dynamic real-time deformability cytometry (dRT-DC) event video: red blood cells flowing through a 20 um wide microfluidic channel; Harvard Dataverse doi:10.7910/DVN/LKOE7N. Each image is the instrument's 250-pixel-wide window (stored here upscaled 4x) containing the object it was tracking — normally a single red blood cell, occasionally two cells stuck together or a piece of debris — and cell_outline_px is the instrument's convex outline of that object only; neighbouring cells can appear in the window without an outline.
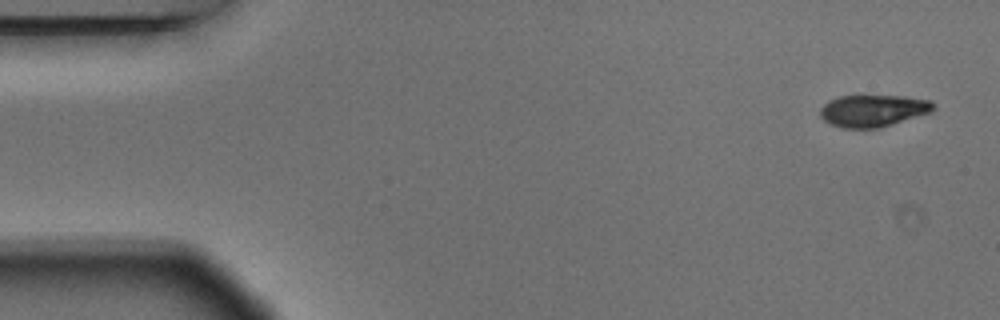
{"species": "Egyptian fruit bat (a non-hibernating species)", "species_latin": "Rousettus aegyptiacus", "temperature_condition": "warm", "stored_images_in_passage": 9, "camera_frame_rate_fps": 3000, "um_per_image_px": 0.085, "animal": {"sex": "male"}, "frame": {"image": 1, "passage_image": 1, "time_ms": 0.0, "image_size_px": [1000, 320], "cell_outline_px": [[936, 108], [932, 112], [880, 128], [844, 128], [828, 124], [820, 116], [820, 108], [828, 100], [840, 96], [860, 92], [904, 96], [932, 100], [936, 104]], "centroid_in_image_um": [74.22, 9.35], "position_along_channel_um": 10.8, "area_um2": 22.31}}
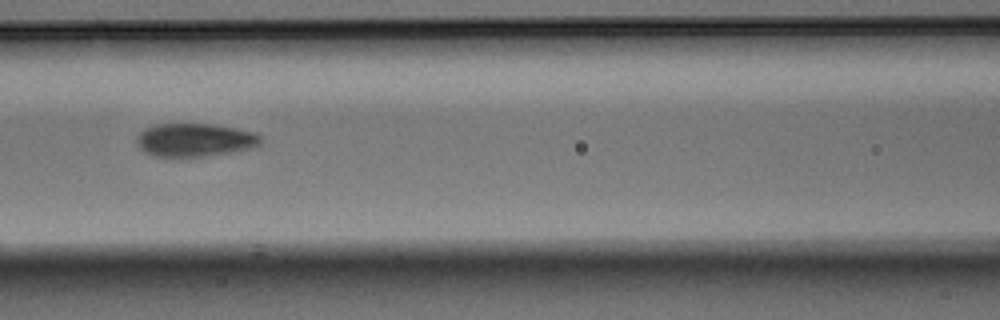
{"frame": {"image": 2, "passage_image": 6, "time_ms": 1.667, "image_size_px": [1000, 320], "cell_outline_px": [[260, 144], [248, 148], [228, 152], [204, 156], [156, 156], [144, 152], [140, 148], [136, 140], [136, 136], [144, 128], [156, 124], [212, 124], [236, 128], [256, 132], [260, 136]], "centroid_in_image_um": [16.52, 11.88], "position_along_channel_um": 150.1, "area_um2": 23.76}}
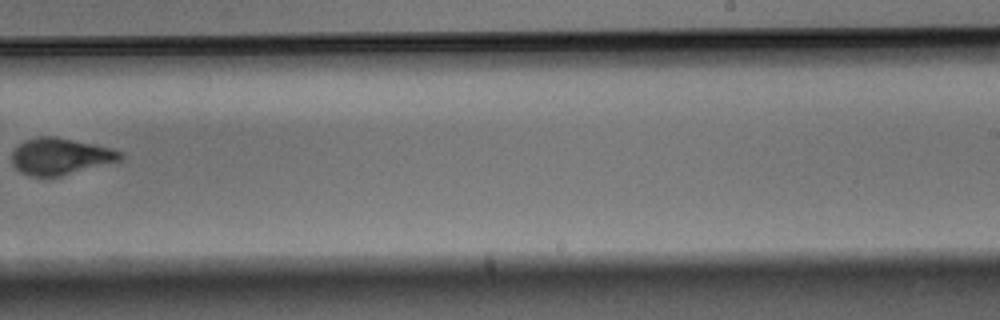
{"frame": {"image": 3, "passage_image": 9, "time_ms": 2.667, "image_size_px": [1000, 320], "cell_outline_px": [[124, 156], [120, 160], [60, 176], [32, 176], [20, 172], [12, 164], [12, 152], [24, 140], [40, 136], [52, 136], [92, 144], [124, 152]], "centroid_in_image_um": [5.1, 13.29], "position_along_channel_um": 283.9, "area_um2": 22.72}}